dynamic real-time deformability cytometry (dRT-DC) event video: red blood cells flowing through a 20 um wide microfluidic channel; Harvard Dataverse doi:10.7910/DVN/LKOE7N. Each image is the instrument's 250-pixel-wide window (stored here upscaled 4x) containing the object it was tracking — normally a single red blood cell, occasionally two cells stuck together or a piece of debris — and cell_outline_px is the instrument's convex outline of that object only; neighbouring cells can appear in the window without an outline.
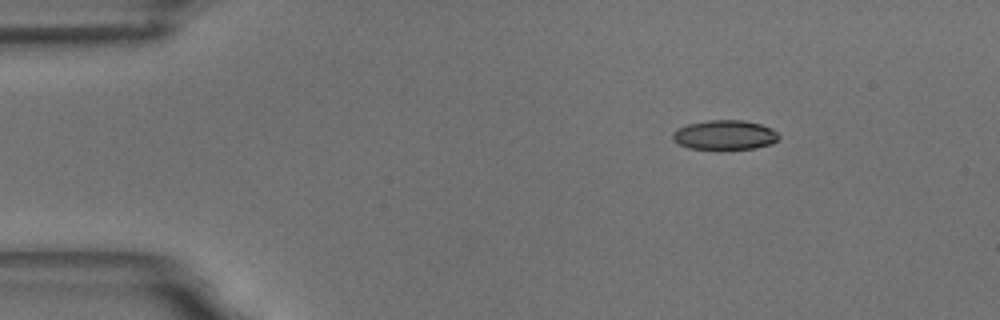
{"species": "common noctule bat (a hibernating species)", "species_latin": "Nyctalus noctula", "temperature_condition": "room temperature", "stored_images_in_passage": 51, "camera_frame_rate_fps": 3000, "um_per_image_px": 0.085, "animal": {"sex": "male", "body_mass_g": 18.8}, "frame": {"image": 1, "passage_image": 1, "time_ms": 0.0, "image_size_px": [1000, 320], "cell_outline_px": [[780, 136], [772, 144], [756, 148], [720, 152], [688, 148], [672, 140], [672, 132], [676, 128], [688, 124], [708, 120], [744, 120], [760, 124], [772, 128]], "centroid_in_image_um": [61.58, 11.52], "position_along_channel_um": 23.4, "area_um2": 19.13}}
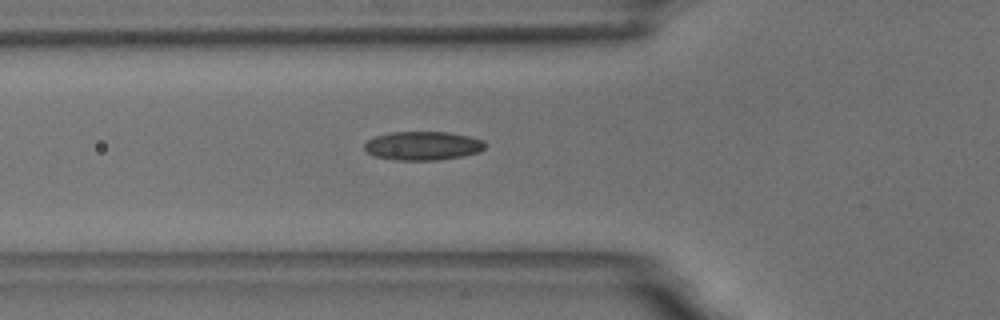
{"frame": {"image": 2, "passage_image": 13, "time_ms": 4.0, "image_size_px": [1000, 320], "cell_outline_px": [[488, 144], [480, 152], [464, 156], [436, 160], [392, 160], [376, 156], [368, 152], [364, 148], [364, 144], [368, 140], [376, 136], [392, 132], [448, 132], [468, 136], [484, 140]], "centroid_in_image_um": [35.98, 12.39], "position_along_channel_um": 89.8, "area_um2": 20.29}}
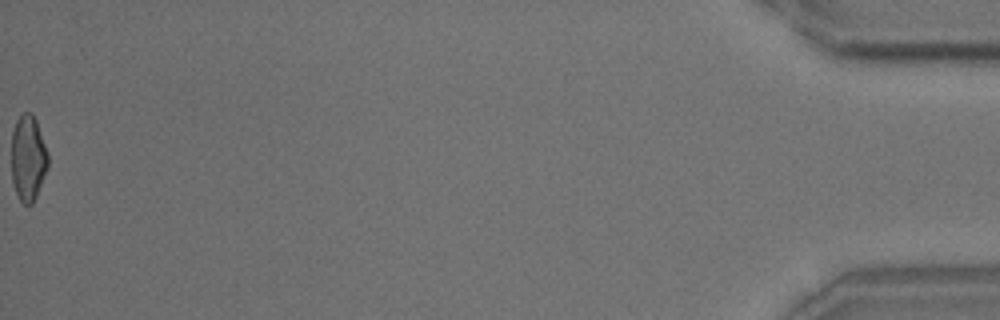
{"frame": {"image": 3, "passage_image": 51, "time_ms": 16.667, "image_size_px": [1000, 320], "cell_outline_px": [[48, 168], [36, 196], [32, 204], [28, 208], [20, 200], [16, 192], [12, 180], [12, 132], [16, 120], [24, 112], [32, 112], [36, 120], [48, 152]], "centroid_in_image_um": [2.4, 13.44], "position_along_channel_um": 432.8, "area_um2": 18.38}, "authors_computed_cell_mechanics": {"area_um2": 19.1896, "velocity_mm_per_s": 3.4968, "shape_relaxation_time_tau1_ms": 6.6299, "shape_relaxation_time_tau2_ms": 2.4177, "deformation_change_tau1": 0.1743, "deformation_change_tau2": 0.0883}}